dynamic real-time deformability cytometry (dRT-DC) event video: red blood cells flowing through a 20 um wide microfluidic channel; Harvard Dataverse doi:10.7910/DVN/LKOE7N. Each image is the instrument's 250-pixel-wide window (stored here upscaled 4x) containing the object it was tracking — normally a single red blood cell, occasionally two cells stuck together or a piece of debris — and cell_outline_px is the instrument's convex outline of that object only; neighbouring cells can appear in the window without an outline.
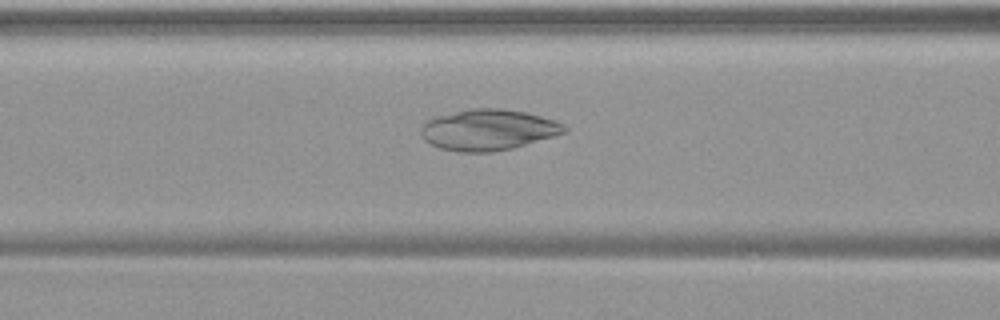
{"species": "common noctule bat (a hibernating species)", "species_latin": "Nyctalus noctula", "temperature_condition": "warm", "stored_images_in_passage": 54, "camera_frame_rate_fps": 3000, "um_per_image_px": 0.085, "animal": {"sex": "female", "body_mass_g": 19.9}, "frame": {"image": 1, "passage_image": 23, "time_ms": 7.333, "image_size_px": [1000, 320], "cell_outline_px": [[568, 132], [512, 148], [492, 152], [456, 152], [440, 148], [424, 140], [420, 136], [420, 128], [432, 116], [472, 108], [500, 108], [528, 112], [556, 120], [564, 124], [568, 128]], "centroid_in_image_um": [41.5, 11.02], "position_along_channel_um": 125.1, "area_um2": 34.62}}
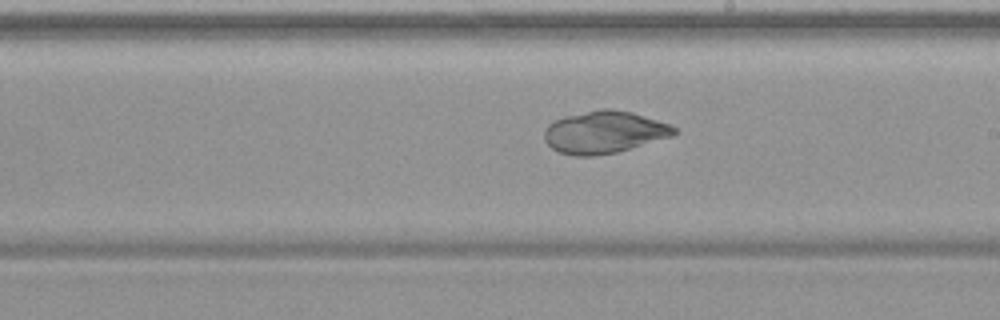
{"frame": {"image": 2, "passage_image": 32, "time_ms": 10.333, "image_size_px": [1000, 320], "cell_outline_px": [[680, 132], [672, 136], [616, 152], [592, 156], [572, 156], [560, 152], [552, 148], [544, 140], [544, 132], [548, 124], [552, 120], [564, 116], [600, 108], [612, 108], [632, 112], [668, 124], [676, 128]], "centroid_in_image_um": [51.33, 11.22], "position_along_channel_um": 237.7, "area_um2": 32.02}}
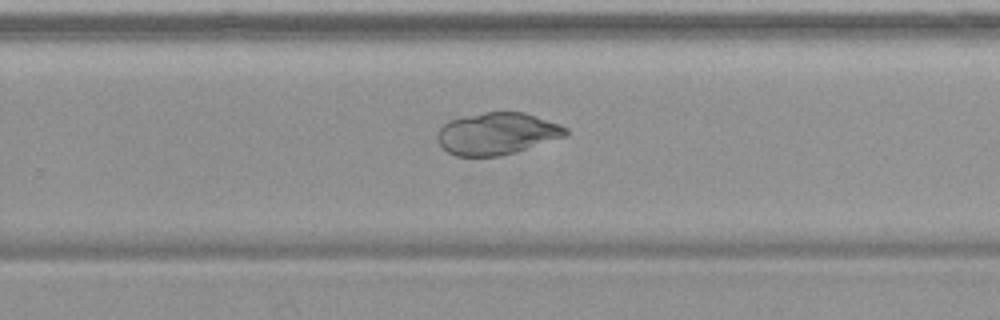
{"frame": {"image": 3, "passage_image": 36, "time_ms": 11.667, "image_size_px": [1000, 320], "cell_outline_px": [[568, 136], [500, 156], [456, 156], [448, 152], [436, 140], [436, 136], [440, 128], [448, 120], [464, 116], [484, 112], [524, 112], [560, 124], [568, 128]], "centroid_in_image_um": [42.25, 11.35], "position_along_channel_um": 287.6, "area_um2": 31.44}}